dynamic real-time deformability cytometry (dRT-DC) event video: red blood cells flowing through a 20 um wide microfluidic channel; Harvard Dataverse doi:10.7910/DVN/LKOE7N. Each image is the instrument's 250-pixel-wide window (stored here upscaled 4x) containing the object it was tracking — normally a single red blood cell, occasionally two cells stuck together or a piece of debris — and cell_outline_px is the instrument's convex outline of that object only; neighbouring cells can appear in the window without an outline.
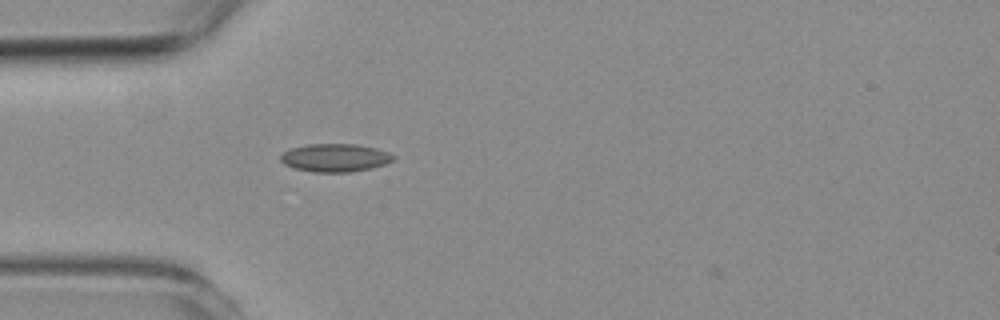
{"species": "common noctule bat (a hibernating species)", "species_latin": "Nyctalus noctula", "temperature_condition": "room temperature", "stored_images_in_passage": 42, "camera_frame_rate_fps": 3000, "um_per_image_px": 0.085, "animal": {"sex": "female", "body_mass_g": 19.3, "forearm_length_mm": 54.1}, "frame": {"image": 1, "passage_image": 1, "time_ms": 0.0, "image_size_px": [1000, 320], "cell_outline_px": [[396, 156], [392, 160], [384, 164], [372, 168], [348, 172], [312, 172], [292, 168], [284, 164], [280, 160], [280, 156], [288, 148], [308, 144], [356, 144], [376, 148], [388, 152]], "centroid_in_image_um": [28.44, 13.41], "position_along_channel_um": 56.6, "area_um2": 18.55}}
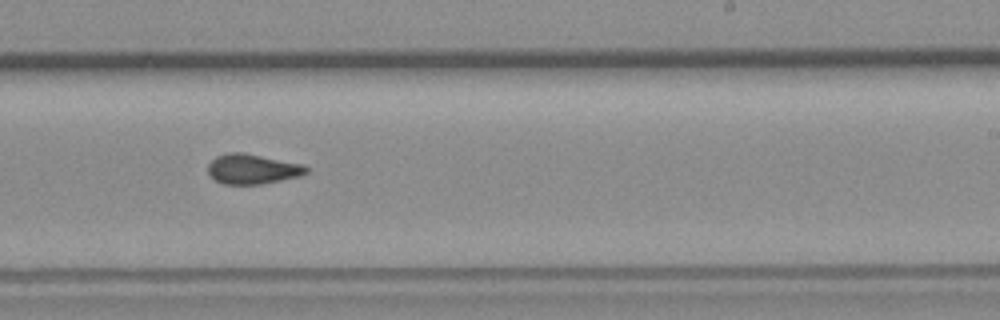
{"frame": {"image": 2, "passage_image": 19, "time_ms": 6.0, "image_size_px": [1000, 320], "cell_outline_px": [[308, 172], [300, 176], [260, 184], [224, 184], [216, 180], [208, 172], [208, 164], [216, 156], [228, 152], [244, 152], [304, 164], [308, 168]], "centroid_in_image_um": [21.47, 14.35], "position_along_channel_um": 267.5, "area_um2": 17.17}}
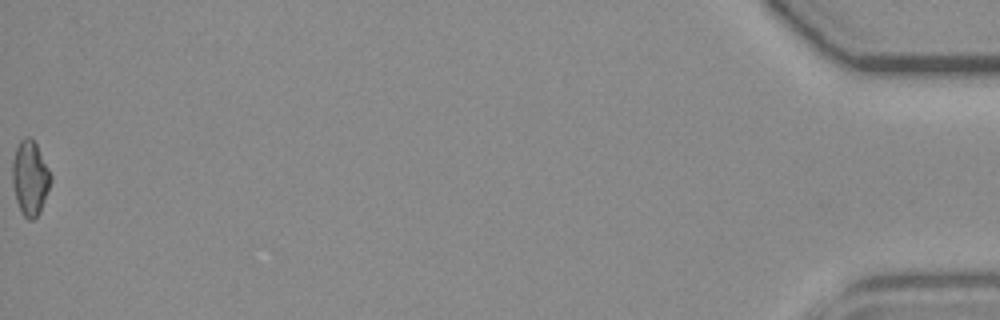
{"frame": {"image": 3, "passage_image": 42, "time_ms": 13.667, "image_size_px": [1000, 320], "cell_outline_px": [[52, 180], [40, 212], [32, 220], [28, 220], [20, 212], [16, 200], [12, 184], [12, 160], [16, 148], [20, 140], [24, 136], [28, 136], [36, 144], [52, 176]], "centroid_in_image_um": [2.54, 15.14], "position_along_channel_um": 432.7, "area_um2": 16.7}, "authors_computed_cell_mechanics": {"area_um2": 16.7331, "velocity_mm_per_s": 3.5775, "shape_relaxation_time_tau1_ms": null, "shape_relaxation_time_tau2_ms": 0.9851, "deformation_change_tau1": null, "deformation_change_tau2": 0.0603}}